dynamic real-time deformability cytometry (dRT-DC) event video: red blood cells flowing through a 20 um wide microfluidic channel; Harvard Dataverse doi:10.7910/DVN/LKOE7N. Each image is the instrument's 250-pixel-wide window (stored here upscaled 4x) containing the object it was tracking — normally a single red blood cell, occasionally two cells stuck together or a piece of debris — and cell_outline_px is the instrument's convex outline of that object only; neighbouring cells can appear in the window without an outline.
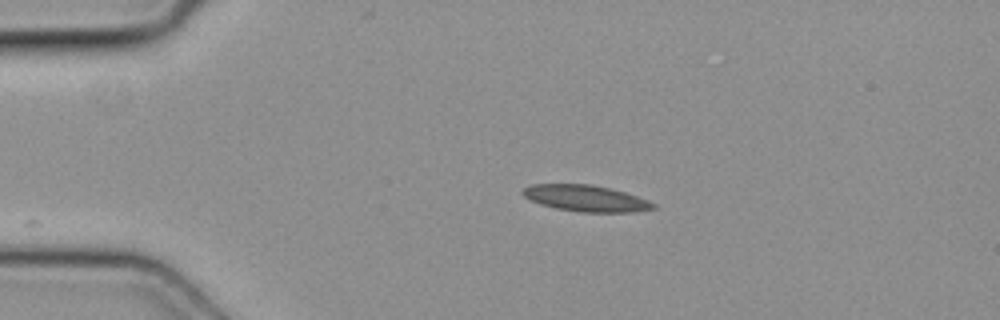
{"species": "common noctule bat (a hibernating species)", "species_latin": "Nyctalus noctula", "temperature_condition": "cold", "stored_images_in_passage": 30, "camera_frame_rate_fps": 3000, "um_per_image_px": 0.085, "animal": {"sex": "female", "body_mass_g": 19.3, "forearm_length_mm": 54.1}, "frame": {"image": 1, "passage_image": 1, "time_ms": 0.0, "image_size_px": [1000, 320], "cell_outline_px": [[656, 208], [636, 212], [580, 212], [556, 208], [540, 204], [524, 196], [520, 192], [524, 188], [532, 184], [588, 184], [608, 188], [624, 192], [648, 200], [656, 204]], "centroid_in_image_um": [49.8, 16.86], "position_along_channel_um": 35.2, "area_um2": 19.88}}
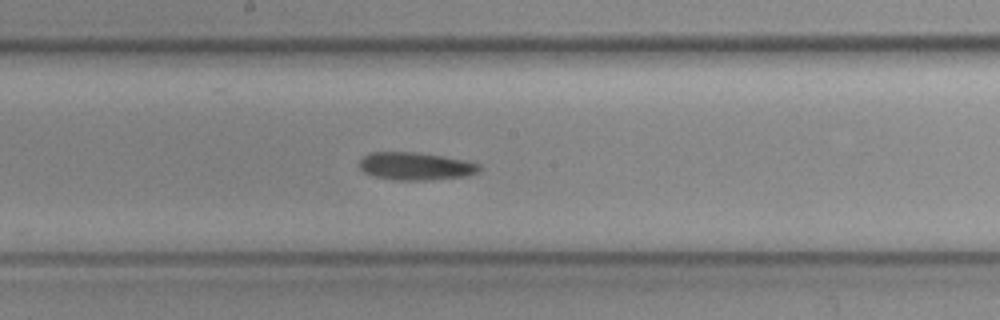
{"frame": {"image": 2, "passage_image": 17, "time_ms": 5.333, "image_size_px": [1000, 320], "cell_outline_px": [[480, 172], [468, 176], [432, 180], [392, 180], [372, 176], [364, 172], [360, 168], [360, 160], [364, 156], [372, 152], [412, 152], [440, 156], [464, 160], [480, 164]], "centroid_in_image_um": [35.33, 14.14], "position_along_channel_um": 212.9, "area_um2": 19.42}}
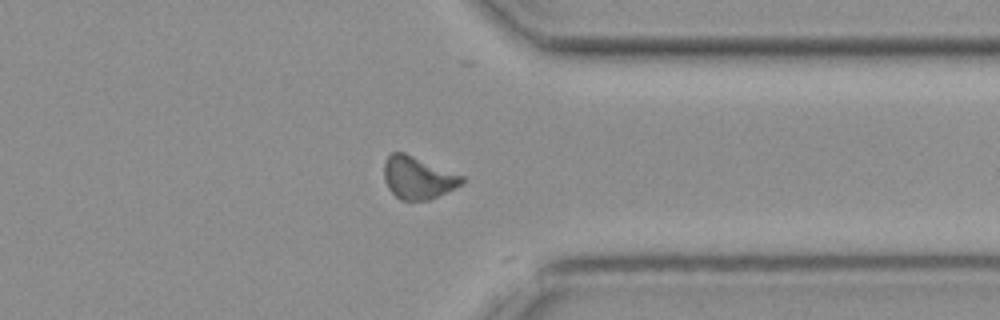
{"frame": {"image": 3, "passage_image": 29, "time_ms": 9.333, "image_size_px": [1000, 320], "cell_outline_px": [[464, 184], [428, 200], [400, 200], [388, 188], [384, 180], [384, 160], [392, 152], [404, 152], [464, 176]], "centroid_in_image_um": [35.51, 15.1], "position_along_channel_um": 375.9, "area_um2": 19.25}}